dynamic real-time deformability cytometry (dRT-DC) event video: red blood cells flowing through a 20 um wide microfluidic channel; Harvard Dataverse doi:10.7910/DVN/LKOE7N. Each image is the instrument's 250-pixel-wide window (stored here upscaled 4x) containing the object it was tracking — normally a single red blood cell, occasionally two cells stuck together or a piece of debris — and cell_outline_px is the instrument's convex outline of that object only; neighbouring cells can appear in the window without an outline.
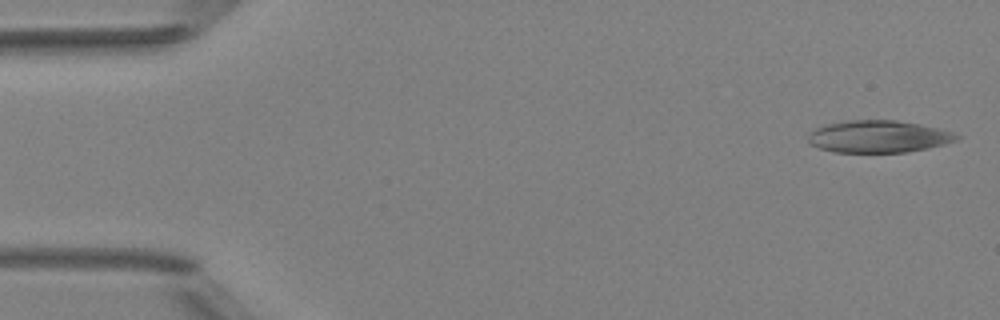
{"species": "Egyptian fruit bat (a non-hibernating species)", "species_latin": "Rousettus aegyptiacus", "temperature_condition": "room temperature", "stored_images_in_passage": 4, "camera_frame_rate_fps": 3000, "um_per_image_px": 0.085, "animal": {"sex": "female"}, "frame": {"image": 1, "passage_image": 1, "time_ms": 0.0, "image_size_px": [1000, 320], "cell_outline_px": [[964, 136], [960, 140], [928, 148], [908, 152], [832, 152], [808, 144], [808, 136], [816, 128], [828, 124], [844, 120], [896, 120], [920, 124], [952, 132]], "centroid_in_image_um": [74.7, 11.61], "position_along_channel_um": 10.3, "area_um2": 27.98}}
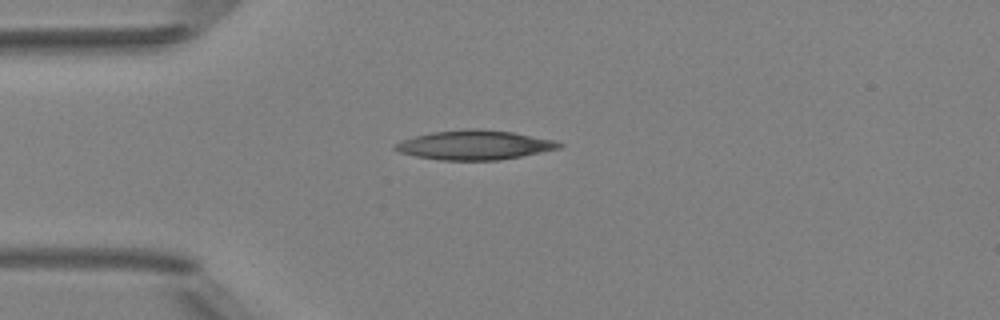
{"frame": {"image": 2, "passage_image": 4, "time_ms": 3.667, "image_size_px": [1000, 320], "cell_outline_px": [[564, 144], [560, 148], [500, 160], [440, 160], [416, 156], [400, 152], [392, 148], [400, 140], [432, 132], [464, 128], [476, 128], [512, 132], [556, 140]], "centroid_in_image_um": [40.33, 12.32], "position_along_channel_um": 44.7, "area_um2": 28.03}}